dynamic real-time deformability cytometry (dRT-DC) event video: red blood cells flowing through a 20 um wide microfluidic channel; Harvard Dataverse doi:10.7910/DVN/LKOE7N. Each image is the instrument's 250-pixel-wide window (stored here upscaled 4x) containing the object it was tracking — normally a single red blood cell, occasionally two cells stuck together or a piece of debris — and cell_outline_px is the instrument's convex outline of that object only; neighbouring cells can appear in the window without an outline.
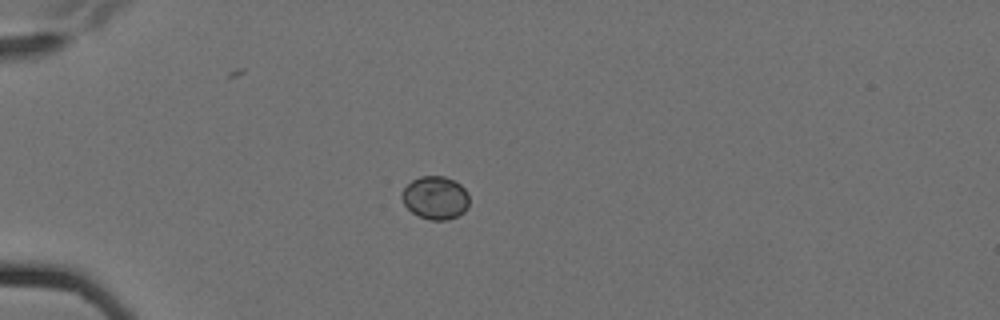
{"species": "Egyptian fruit bat (a non-hibernating species)", "species_latin": "Rousettus aegyptiacus", "temperature_condition": "cold", "stored_images_in_passage": 14, "camera_frame_rate_fps": 3000, "um_per_image_px": 0.085, "animal": {"sex": "female"}, "frame": {"image": 1, "passage_image": 3, "time_ms": 0.667, "image_size_px": [1000, 320], "cell_outline_px": [[468, 208], [464, 212], [448, 220], [428, 220], [412, 212], [404, 204], [400, 196], [404, 188], [412, 180], [420, 176], [444, 176], [460, 184], [468, 192]], "centroid_in_image_um": [37.0, 16.81], "position_along_channel_um": 48.0, "area_um2": 16.94}}
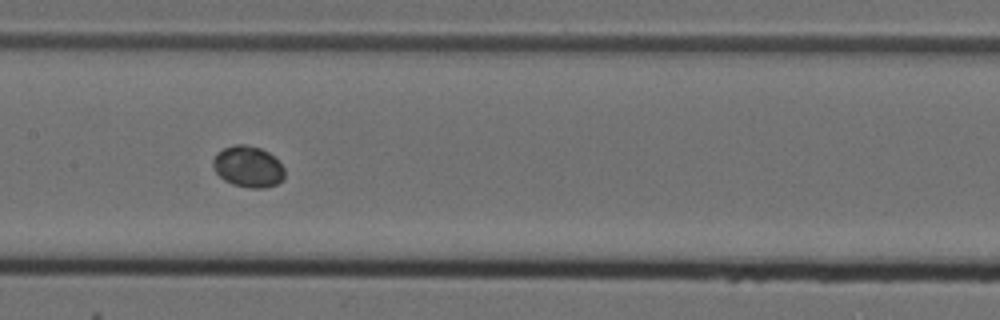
{"frame": {"image": 2, "passage_image": 7, "time_ms": 2.0, "image_size_px": [1000, 320], "cell_outline_px": [[284, 176], [276, 184], [264, 188], [248, 188], [232, 184], [224, 180], [216, 172], [212, 164], [212, 160], [216, 152], [224, 148], [236, 144], [244, 144], [260, 148], [268, 152], [284, 168]], "centroid_in_image_um": [21.05, 14.16], "position_along_channel_um": 186.4, "area_um2": 17.11}}
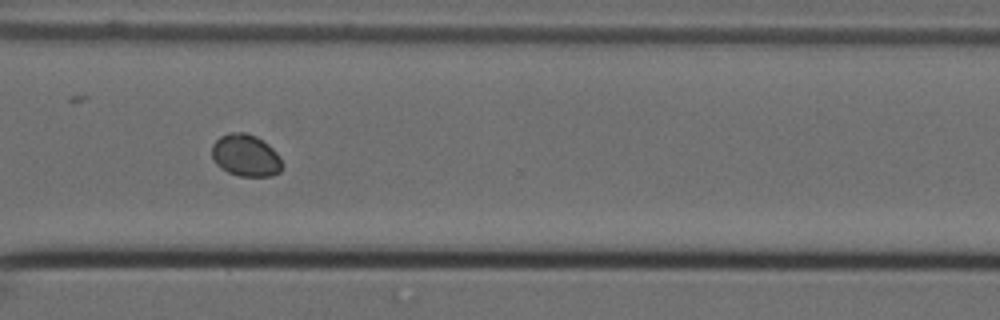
{"frame": {"image": 3, "passage_image": 11, "time_ms": 3.333, "image_size_px": [1000, 320], "cell_outline_px": [[284, 168], [280, 172], [272, 176], [240, 176], [228, 172], [220, 168], [212, 160], [212, 144], [220, 136], [228, 132], [244, 132], [256, 136], [268, 144], [280, 156], [284, 164]], "centroid_in_image_um": [20.9, 13.21], "position_along_channel_um": 349.7, "area_um2": 17.57}}